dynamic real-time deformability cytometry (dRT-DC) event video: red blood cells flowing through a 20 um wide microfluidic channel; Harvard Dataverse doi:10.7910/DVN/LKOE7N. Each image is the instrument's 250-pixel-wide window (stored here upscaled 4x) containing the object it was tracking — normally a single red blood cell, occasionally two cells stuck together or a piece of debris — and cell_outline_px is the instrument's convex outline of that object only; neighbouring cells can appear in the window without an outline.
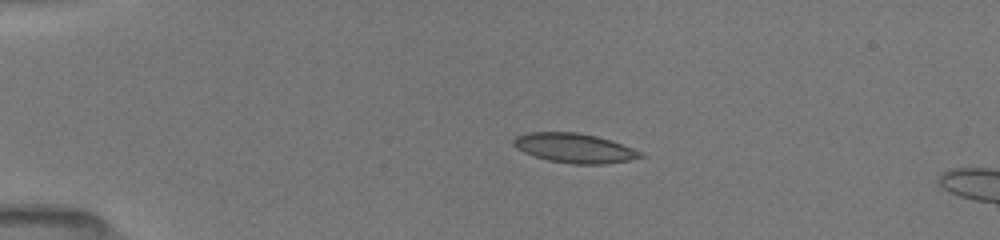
{"species": "common noctule bat (a hibernating species)", "species_latin": "Nyctalus noctula", "temperature_condition": "room temperature", "stored_images_in_passage": 3, "camera_frame_rate_fps": 3000, "um_per_image_px": 0.085, "animal": {"sex": "female", "body_mass_g": 19.5, "forearm_length_mm": 54.1}, "frame": {"image": 1, "passage_image": 1, "time_ms": 0.0, "image_size_px": [1000, 240], "cell_outline_px": [[648, 156], [628, 160], [604, 164], [572, 164], [548, 160], [524, 152], [516, 148], [512, 144], [512, 140], [516, 136], [528, 132], [580, 132], [596, 136], [632, 148]], "centroid_in_image_um": [48.8, 12.58], "position_along_channel_um": 36.2, "area_um2": 21.68}}